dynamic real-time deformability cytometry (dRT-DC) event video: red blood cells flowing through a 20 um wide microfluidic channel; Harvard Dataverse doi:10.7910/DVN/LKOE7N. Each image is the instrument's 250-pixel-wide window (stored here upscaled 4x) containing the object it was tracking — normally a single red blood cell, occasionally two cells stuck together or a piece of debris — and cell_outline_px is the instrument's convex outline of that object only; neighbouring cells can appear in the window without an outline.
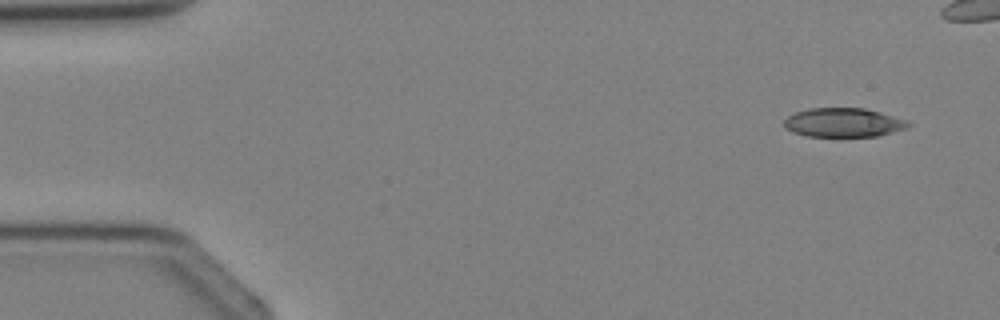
{"species": "Egyptian fruit bat (a non-hibernating species)", "species_latin": "Rousettus aegyptiacus", "temperature_condition": "cold", "stored_images_in_passage": 4, "camera_frame_rate_fps": 3000, "um_per_image_px": 0.085, "animal": {"sex": "female"}, "frame": {"image": 1, "passage_image": 1, "time_ms": 0.0, "image_size_px": [1000, 320], "cell_outline_px": [[912, 124], [908, 128], [876, 136], [808, 136], [792, 132], [784, 128], [784, 120], [788, 116], [796, 112], [808, 108], [864, 108], [880, 112], [908, 120]], "centroid_in_image_um": [71.7, 10.41], "position_along_channel_um": 13.3, "area_um2": 21.04}}